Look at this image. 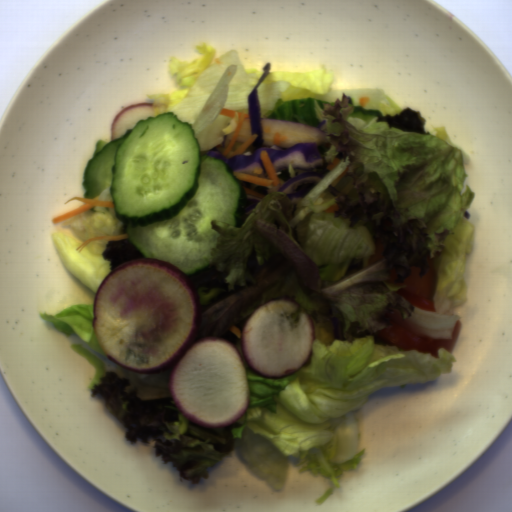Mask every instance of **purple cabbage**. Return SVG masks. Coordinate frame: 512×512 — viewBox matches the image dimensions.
<instances>
[{
  "label": "purple cabbage",
  "mask_w": 512,
  "mask_h": 512,
  "mask_svg": "<svg viewBox=\"0 0 512 512\" xmlns=\"http://www.w3.org/2000/svg\"><path fill=\"white\" fill-rule=\"evenodd\" d=\"M271 62L265 64L263 72L252 90L247 95V112L249 119H244L240 132L231 148L235 152L246 140L256 134L255 140L240 155L227 159L223 153L210 149L206 156L221 159L233 172L268 178L260 153L266 150L277 172L289 170H312L323 165L324 155L320 147L326 141L327 123L323 118L316 126L272 119H262L261 101L257 88L267 77ZM234 174V173H233Z\"/></svg>",
  "instance_id": "1"
},
{
  "label": "purple cabbage",
  "mask_w": 512,
  "mask_h": 512,
  "mask_svg": "<svg viewBox=\"0 0 512 512\" xmlns=\"http://www.w3.org/2000/svg\"><path fill=\"white\" fill-rule=\"evenodd\" d=\"M325 176L318 174L316 172H308L297 175L291 179H289L283 186H281L276 192H284L290 198L291 203L294 205H298L299 201L305 195H297V188L305 183V182H315L319 183Z\"/></svg>",
  "instance_id": "2"
}]
</instances>
